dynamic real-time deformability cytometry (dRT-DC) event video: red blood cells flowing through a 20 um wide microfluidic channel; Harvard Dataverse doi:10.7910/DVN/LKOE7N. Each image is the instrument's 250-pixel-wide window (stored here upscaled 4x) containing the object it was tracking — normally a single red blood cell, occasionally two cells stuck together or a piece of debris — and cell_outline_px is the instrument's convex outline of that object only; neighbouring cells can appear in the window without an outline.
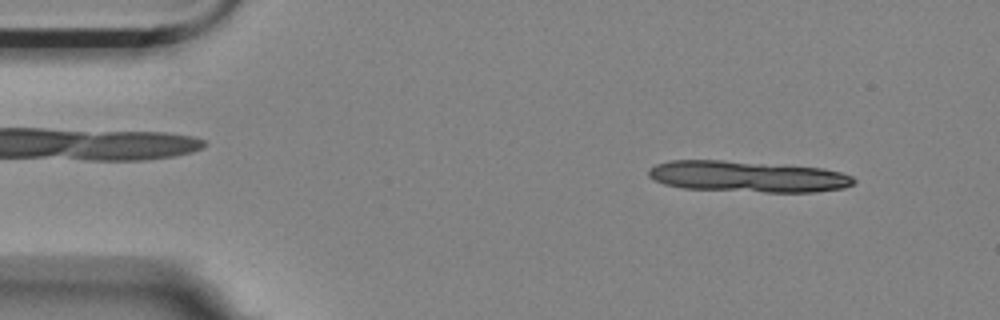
{"species": "Egyptian fruit bat (a non-hibernating species)", "species_latin": "Rousettus aegyptiacus", "temperature_condition": "room temperature", "stored_images_in_passage": 6, "segment_of_instrument_passage": [1, 2], "camera_frame_rate_fps": 3000, "um_per_image_px": 0.085, "animal": {"sex": "female"}, "frame": {"image": 1, "passage_image": 2, "time_ms": 0.333, "image_size_px": [1000, 320], "cell_outline_px": [[856, 184], [844, 188], [816, 192], [764, 192], [684, 188], [664, 184], [648, 176], [648, 168], [656, 164], [668, 160], [720, 160], [824, 168], [840, 172], [852, 176], [856, 180]], "centroid_in_image_um": [63.56, 15.01], "position_along_channel_um": 21.4, "area_um2": 37.34}}